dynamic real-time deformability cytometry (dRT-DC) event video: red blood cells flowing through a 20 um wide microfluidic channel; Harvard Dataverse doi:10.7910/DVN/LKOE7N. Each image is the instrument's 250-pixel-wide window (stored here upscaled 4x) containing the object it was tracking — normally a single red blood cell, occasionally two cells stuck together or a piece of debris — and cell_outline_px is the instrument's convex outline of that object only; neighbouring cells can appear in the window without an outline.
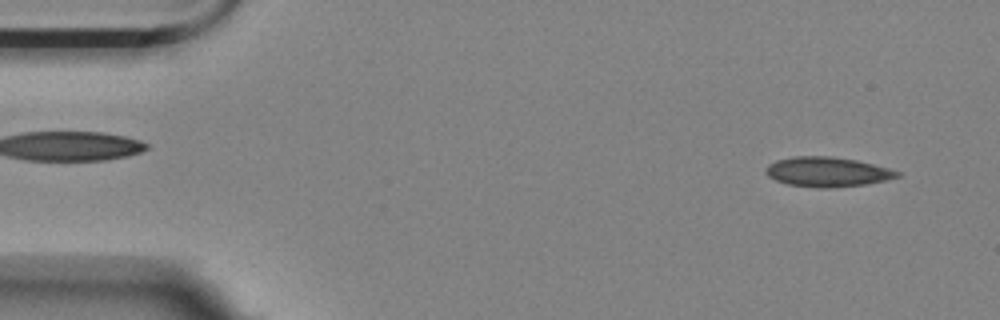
{"species": "Egyptian fruit bat (a non-hibernating species)", "species_latin": "Rousettus aegyptiacus", "temperature_condition": "room temperature", "stored_images_in_passage": 5, "segment_of_instrument_passage": [2, 2], "camera_frame_rate_fps": 3000, "um_per_image_px": 0.085, "animal": {"sex": "female"}, "frame": {"image": 1, "passage_image": 5, "time_ms": 5.0, "image_size_px": [1000, 320], "cell_outline_px": [[900, 176], [888, 180], [864, 184], [828, 188], [816, 188], [788, 184], [776, 180], [768, 176], [764, 172], [764, 168], [768, 164], [776, 160], [796, 156], [832, 156], [856, 160], [888, 168], [900, 172]], "centroid_in_image_um": [70.29, 14.61], "position_along_channel_um": 14.7, "area_um2": 22.77}}